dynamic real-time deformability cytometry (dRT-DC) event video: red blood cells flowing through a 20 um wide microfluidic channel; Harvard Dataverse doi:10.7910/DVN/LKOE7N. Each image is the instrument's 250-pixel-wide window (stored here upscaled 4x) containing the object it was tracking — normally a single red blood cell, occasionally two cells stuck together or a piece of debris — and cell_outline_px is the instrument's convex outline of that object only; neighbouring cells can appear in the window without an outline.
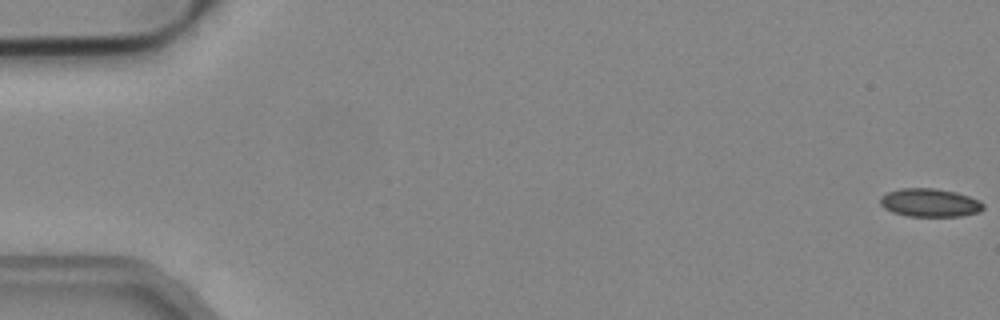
{"species": "common noctule bat (a hibernating species)", "species_latin": "Nyctalus noctula", "temperature_condition": "cold", "stored_images_in_passage": 53, "camera_frame_rate_fps": 3000, "um_per_image_px": 0.085, "animal": {"sex": "male", "body_mass_g": 19.2, "forearm_length_mm": 51.8}, "frame": {"image": 1, "passage_image": 1, "time_ms": 0.0, "image_size_px": [1000, 320], "cell_outline_px": [[984, 208], [980, 212], [960, 216], [908, 216], [892, 212], [884, 208], [880, 204], [880, 196], [888, 192], [900, 188], [936, 188], [956, 192], [980, 200], [984, 204]], "centroid_in_image_um": [79.04, 17.22], "position_along_channel_um": 6.0, "area_um2": 17.11}}
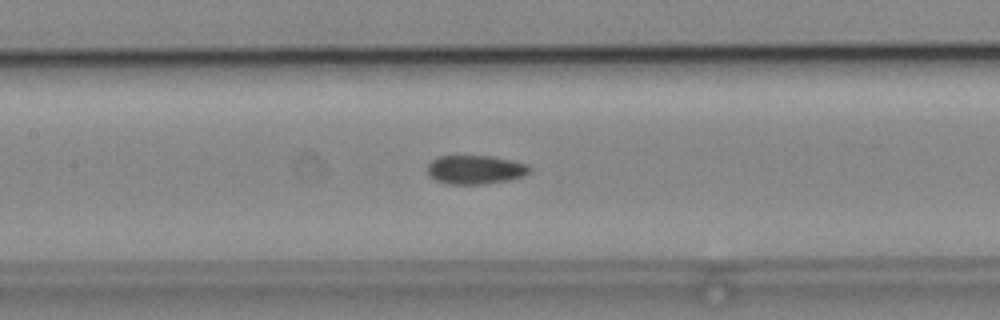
{"frame": {"image": 2, "passage_image": 25, "time_ms": 8.0, "image_size_px": [1000, 320], "cell_outline_px": [[532, 172], [524, 176], [508, 180], [480, 184], [448, 184], [436, 180], [428, 172], [428, 164], [432, 160], [440, 156], [488, 156], [528, 164], [532, 168]], "centroid_in_image_um": [40.44, 14.42], "position_along_channel_um": 167.0, "area_um2": 16.99}}
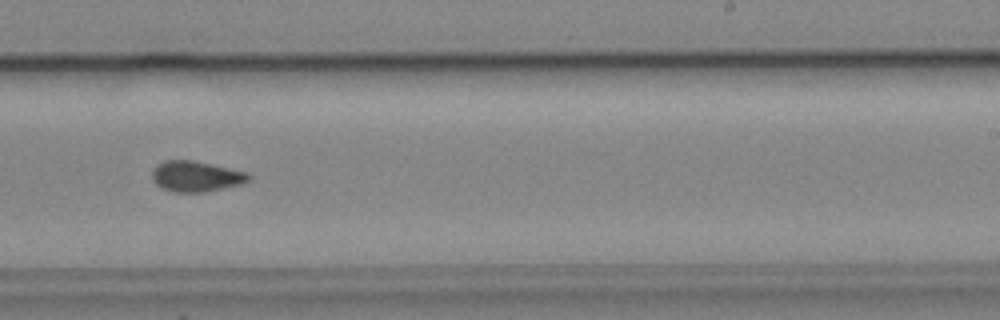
{"frame": {"image": 3, "passage_image": 33, "time_ms": 10.667, "image_size_px": [1000, 320], "cell_outline_px": [[252, 180], [240, 184], [204, 192], [172, 192], [156, 184], [152, 180], [152, 168], [156, 164], [164, 160], [192, 160], [212, 164], [248, 172], [252, 176]], "centroid_in_image_um": [16.66, 14.98], "position_along_channel_um": 272.3, "area_um2": 17.4}, "authors_computed_cell_mechanics": {"area_um2": 17.1666, "velocity_mm_per_s": 3.9715, "shape_relaxation_time_tau1_ms": 5.2303, "shape_relaxation_time_tau2_ms": 1.889, "deformation_change_tau1": 0.1196, "deformation_change_tau2": 0.0702}}